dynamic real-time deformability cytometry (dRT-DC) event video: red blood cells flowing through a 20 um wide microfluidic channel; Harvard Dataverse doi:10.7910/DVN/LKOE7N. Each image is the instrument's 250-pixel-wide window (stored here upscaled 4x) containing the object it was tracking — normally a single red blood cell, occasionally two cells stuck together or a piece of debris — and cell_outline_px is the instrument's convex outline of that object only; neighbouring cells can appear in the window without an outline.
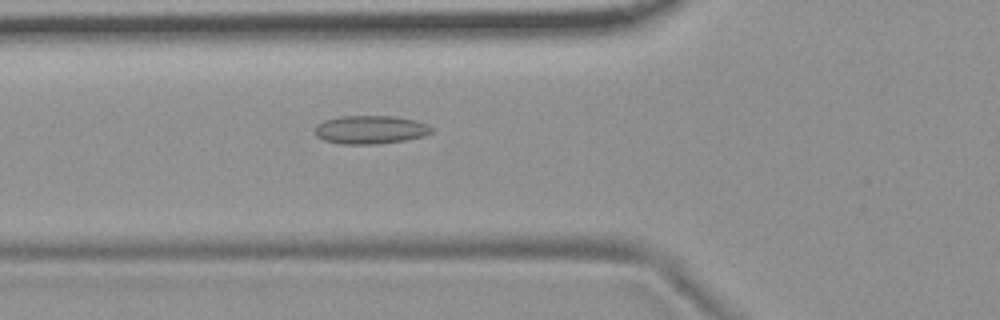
{"species": "common noctule bat (a hibernating species)", "species_latin": "Nyctalus noctula", "temperature_condition": "room temperature", "stored_images_in_passage": 33, "camera_frame_rate_fps": 3000, "um_per_image_px": 0.085, "animal": {"sex": "female", "body_mass_g": 19.9}, "frame": {"image": 1, "passage_image": 5, "time_ms": 1.333, "image_size_px": [1000, 320], "cell_outline_px": [[432, 132], [424, 136], [404, 140], [376, 144], [340, 144], [324, 140], [316, 136], [316, 124], [324, 120], [340, 116], [396, 116], [416, 120], [428, 124], [432, 128]], "centroid_in_image_um": [31.49, 11.02], "position_along_channel_um": 94.3, "area_um2": 19.36}}
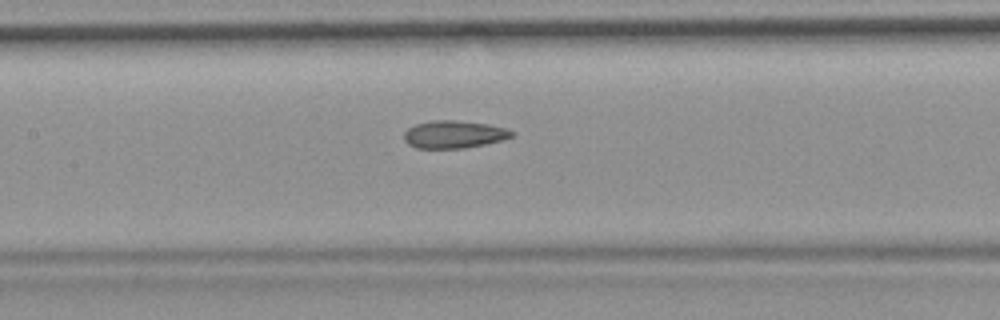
{"frame": {"image": 2, "passage_image": 11, "time_ms": 3.333, "image_size_px": [1000, 320], "cell_outline_px": [[516, 132], [512, 136], [504, 140], [464, 148], [416, 148], [408, 144], [404, 140], [404, 132], [408, 128], [416, 124], [432, 120], [456, 120], [488, 124], [508, 128]], "centroid_in_image_um": [38.61, 11.42], "position_along_channel_um": 168.8, "area_um2": 17.46}}
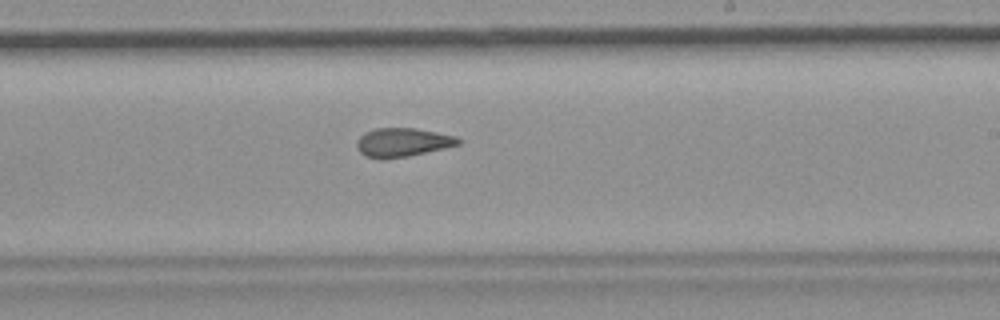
{"frame": {"image": 3, "passage_image": 18, "time_ms": 5.667, "image_size_px": [1000, 320], "cell_outline_px": [[460, 144], [444, 148], [408, 156], [384, 160], [380, 160], [364, 156], [356, 148], [356, 140], [364, 132], [376, 128], [412, 128], [436, 132], [456, 136], [460, 140]], "centroid_in_image_um": [34.15, 12.11], "position_along_channel_um": 254.9, "area_um2": 17.17}, "authors_computed_cell_mechanics": {"area_um2": 17.34, "velocity_mm_per_s": 3.7148, "shape_relaxation_time_tau1_ms": null, "shape_relaxation_time_tau2_ms": 2.529, "deformation_change_tau1": null, "deformation_change_tau2": 0.107}}